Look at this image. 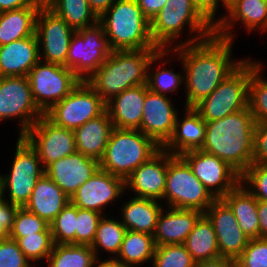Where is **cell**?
<instances>
[{"label":"cell","instance_id":"1","mask_svg":"<svg viewBox=\"0 0 267 267\" xmlns=\"http://www.w3.org/2000/svg\"><path fill=\"white\" fill-rule=\"evenodd\" d=\"M233 41L213 34L202 41L174 45L184 71L186 107H194L208 97L244 60L231 59Z\"/></svg>","mask_w":267,"mask_h":267},{"label":"cell","instance_id":"2","mask_svg":"<svg viewBox=\"0 0 267 267\" xmlns=\"http://www.w3.org/2000/svg\"><path fill=\"white\" fill-rule=\"evenodd\" d=\"M255 126L249 107L206 122L200 150L227 162L241 175L253 163Z\"/></svg>","mask_w":267,"mask_h":267},{"label":"cell","instance_id":"3","mask_svg":"<svg viewBox=\"0 0 267 267\" xmlns=\"http://www.w3.org/2000/svg\"><path fill=\"white\" fill-rule=\"evenodd\" d=\"M158 50L113 51L85 82L107 103L128 88L147 84L148 65Z\"/></svg>","mask_w":267,"mask_h":267},{"label":"cell","instance_id":"4","mask_svg":"<svg viewBox=\"0 0 267 267\" xmlns=\"http://www.w3.org/2000/svg\"><path fill=\"white\" fill-rule=\"evenodd\" d=\"M186 26L190 34L196 35L179 45L196 43L215 34V24L193 0H168L150 22V34L159 49H169Z\"/></svg>","mask_w":267,"mask_h":267},{"label":"cell","instance_id":"5","mask_svg":"<svg viewBox=\"0 0 267 267\" xmlns=\"http://www.w3.org/2000/svg\"><path fill=\"white\" fill-rule=\"evenodd\" d=\"M99 22L114 51L159 49L150 34V21L137 0H116L99 17Z\"/></svg>","mask_w":267,"mask_h":267},{"label":"cell","instance_id":"6","mask_svg":"<svg viewBox=\"0 0 267 267\" xmlns=\"http://www.w3.org/2000/svg\"><path fill=\"white\" fill-rule=\"evenodd\" d=\"M161 147L136 129L113 128L100 168L124 180Z\"/></svg>","mask_w":267,"mask_h":267},{"label":"cell","instance_id":"7","mask_svg":"<svg viewBox=\"0 0 267 267\" xmlns=\"http://www.w3.org/2000/svg\"><path fill=\"white\" fill-rule=\"evenodd\" d=\"M164 200L170 208L198 210L205 213L216 198L180 156L168 152Z\"/></svg>","mask_w":267,"mask_h":267},{"label":"cell","instance_id":"8","mask_svg":"<svg viewBox=\"0 0 267 267\" xmlns=\"http://www.w3.org/2000/svg\"><path fill=\"white\" fill-rule=\"evenodd\" d=\"M251 60L244 62L229 75L208 97L193 108L206 121H215L248 108Z\"/></svg>","mask_w":267,"mask_h":267},{"label":"cell","instance_id":"9","mask_svg":"<svg viewBox=\"0 0 267 267\" xmlns=\"http://www.w3.org/2000/svg\"><path fill=\"white\" fill-rule=\"evenodd\" d=\"M114 50L98 21L92 26L76 30L73 34L66 67L81 80L86 81L107 60Z\"/></svg>","mask_w":267,"mask_h":267},{"label":"cell","instance_id":"10","mask_svg":"<svg viewBox=\"0 0 267 267\" xmlns=\"http://www.w3.org/2000/svg\"><path fill=\"white\" fill-rule=\"evenodd\" d=\"M15 150L11 171L9 174L0 175L3 197H5L6 188L9 192L7 194L9 201L6 197L3 200L24 207L38 179L45 174V169L37 151L23 136H18Z\"/></svg>","mask_w":267,"mask_h":267},{"label":"cell","instance_id":"11","mask_svg":"<svg viewBox=\"0 0 267 267\" xmlns=\"http://www.w3.org/2000/svg\"><path fill=\"white\" fill-rule=\"evenodd\" d=\"M27 77L33 100L44 114L81 82L67 67L42 61L30 70Z\"/></svg>","mask_w":267,"mask_h":267},{"label":"cell","instance_id":"12","mask_svg":"<svg viewBox=\"0 0 267 267\" xmlns=\"http://www.w3.org/2000/svg\"><path fill=\"white\" fill-rule=\"evenodd\" d=\"M105 110L106 103L102 98L85 81H81L44 115L57 126L75 130Z\"/></svg>","mask_w":267,"mask_h":267},{"label":"cell","instance_id":"13","mask_svg":"<svg viewBox=\"0 0 267 267\" xmlns=\"http://www.w3.org/2000/svg\"><path fill=\"white\" fill-rule=\"evenodd\" d=\"M43 115L27 76L0 77V121L19 118V136H23Z\"/></svg>","mask_w":267,"mask_h":267},{"label":"cell","instance_id":"14","mask_svg":"<svg viewBox=\"0 0 267 267\" xmlns=\"http://www.w3.org/2000/svg\"><path fill=\"white\" fill-rule=\"evenodd\" d=\"M75 32L76 30L66 24L48 6H41L36 18L35 30L40 61L66 67L68 49Z\"/></svg>","mask_w":267,"mask_h":267},{"label":"cell","instance_id":"15","mask_svg":"<svg viewBox=\"0 0 267 267\" xmlns=\"http://www.w3.org/2000/svg\"><path fill=\"white\" fill-rule=\"evenodd\" d=\"M180 157L216 199L223 198L240 183L241 175L215 155L192 150L181 154Z\"/></svg>","mask_w":267,"mask_h":267},{"label":"cell","instance_id":"16","mask_svg":"<svg viewBox=\"0 0 267 267\" xmlns=\"http://www.w3.org/2000/svg\"><path fill=\"white\" fill-rule=\"evenodd\" d=\"M23 137L37 151L44 169L77 151L73 130L55 125L45 115Z\"/></svg>","mask_w":267,"mask_h":267},{"label":"cell","instance_id":"17","mask_svg":"<svg viewBox=\"0 0 267 267\" xmlns=\"http://www.w3.org/2000/svg\"><path fill=\"white\" fill-rule=\"evenodd\" d=\"M204 214L212 222L220 256L236 261L246 248L249 238L241 230L232 209L219 198Z\"/></svg>","mask_w":267,"mask_h":267},{"label":"cell","instance_id":"18","mask_svg":"<svg viewBox=\"0 0 267 267\" xmlns=\"http://www.w3.org/2000/svg\"><path fill=\"white\" fill-rule=\"evenodd\" d=\"M125 180L99 168L81 185L70 198V202L85 210L103 214L105 205L116 201L125 191Z\"/></svg>","mask_w":267,"mask_h":267},{"label":"cell","instance_id":"19","mask_svg":"<svg viewBox=\"0 0 267 267\" xmlns=\"http://www.w3.org/2000/svg\"><path fill=\"white\" fill-rule=\"evenodd\" d=\"M178 111L166 95L146 92L140 130L159 147H163L171 138Z\"/></svg>","mask_w":267,"mask_h":267},{"label":"cell","instance_id":"20","mask_svg":"<svg viewBox=\"0 0 267 267\" xmlns=\"http://www.w3.org/2000/svg\"><path fill=\"white\" fill-rule=\"evenodd\" d=\"M167 171L168 152L160 148L125 179V189H132L135 197L164 200Z\"/></svg>","mask_w":267,"mask_h":267},{"label":"cell","instance_id":"21","mask_svg":"<svg viewBox=\"0 0 267 267\" xmlns=\"http://www.w3.org/2000/svg\"><path fill=\"white\" fill-rule=\"evenodd\" d=\"M99 168V160L76 151L51 163L45 174L71 198Z\"/></svg>","mask_w":267,"mask_h":267},{"label":"cell","instance_id":"22","mask_svg":"<svg viewBox=\"0 0 267 267\" xmlns=\"http://www.w3.org/2000/svg\"><path fill=\"white\" fill-rule=\"evenodd\" d=\"M227 15L218 17L215 34L234 41L233 23L242 22L248 32L267 30V0H233L226 9Z\"/></svg>","mask_w":267,"mask_h":267},{"label":"cell","instance_id":"23","mask_svg":"<svg viewBox=\"0 0 267 267\" xmlns=\"http://www.w3.org/2000/svg\"><path fill=\"white\" fill-rule=\"evenodd\" d=\"M147 91L146 84L134 86L106 103V110L115 128L136 130L140 128Z\"/></svg>","mask_w":267,"mask_h":267},{"label":"cell","instance_id":"24","mask_svg":"<svg viewBox=\"0 0 267 267\" xmlns=\"http://www.w3.org/2000/svg\"><path fill=\"white\" fill-rule=\"evenodd\" d=\"M36 34L0 46V77L27 76L40 61Z\"/></svg>","mask_w":267,"mask_h":267},{"label":"cell","instance_id":"25","mask_svg":"<svg viewBox=\"0 0 267 267\" xmlns=\"http://www.w3.org/2000/svg\"><path fill=\"white\" fill-rule=\"evenodd\" d=\"M162 209L153 234L156 246L183 244L194 229L198 219L204 214L198 210Z\"/></svg>","mask_w":267,"mask_h":267},{"label":"cell","instance_id":"26","mask_svg":"<svg viewBox=\"0 0 267 267\" xmlns=\"http://www.w3.org/2000/svg\"><path fill=\"white\" fill-rule=\"evenodd\" d=\"M184 119L176 118L174 131L168 142L162 147L174 156L200 150L205 140L206 121L193 107H186Z\"/></svg>","mask_w":267,"mask_h":267},{"label":"cell","instance_id":"27","mask_svg":"<svg viewBox=\"0 0 267 267\" xmlns=\"http://www.w3.org/2000/svg\"><path fill=\"white\" fill-rule=\"evenodd\" d=\"M113 128L107 110L76 128L73 132L77 152L100 160L104 155Z\"/></svg>","mask_w":267,"mask_h":267},{"label":"cell","instance_id":"28","mask_svg":"<svg viewBox=\"0 0 267 267\" xmlns=\"http://www.w3.org/2000/svg\"><path fill=\"white\" fill-rule=\"evenodd\" d=\"M69 202L70 198L62 189L43 174L24 208L50 224Z\"/></svg>","mask_w":267,"mask_h":267},{"label":"cell","instance_id":"29","mask_svg":"<svg viewBox=\"0 0 267 267\" xmlns=\"http://www.w3.org/2000/svg\"><path fill=\"white\" fill-rule=\"evenodd\" d=\"M162 205L154 199L134 197L122 205V221L126 230L153 235Z\"/></svg>","mask_w":267,"mask_h":267},{"label":"cell","instance_id":"30","mask_svg":"<svg viewBox=\"0 0 267 267\" xmlns=\"http://www.w3.org/2000/svg\"><path fill=\"white\" fill-rule=\"evenodd\" d=\"M232 209L243 233L249 239L260 238L257 199L239 183L222 198Z\"/></svg>","mask_w":267,"mask_h":267},{"label":"cell","instance_id":"31","mask_svg":"<svg viewBox=\"0 0 267 267\" xmlns=\"http://www.w3.org/2000/svg\"><path fill=\"white\" fill-rule=\"evenodd\" d=\"M41 6H28L0 12V46L33 36Z\"/></svg>","mask_w":267,"mask_h":267},{"label":"cell","instance_id":"32","mask_svg":"<svg viewBox=\"0 0 267 267\" xmlns=\"http://www.w3.org/2000/svg\"><path fill=\"white\" fill-rule=\"evenodd\" d=\"M183 245L196 263L220 256L212 222L205 214L198 219Z\"/></svg>","mask_w":267,"mask_h":267},{"label":"cell","instance_id":"33","mask_svg":"<svg viewBox=\"0 0 267 267\" xmlns=\"http://www.w3.org/2000/svg\"><path fill=\"white\" fill-rule=\"evenodd\" d=\"M155 251L156 243L153 235L126 230L115 258L127 267H138L152 260Z\"/></svg>","mask_w":267,"mask_h":267},{"label":"cell","instance_id":"34","mask_svg":"<svg viewBox=\"0 0 267 267\" xmlns=\"http://www.w3.org/2000/svg\"><path fill=\"white\" fill-rule=\"evenodd\" d=\"M47 6L74 30L92 26L99 21L87 0H52Z\"/></svg>","mask_w":267,"mask_h":267},{"label":"cell","instance_id":"35","mask_svg":"<svg viewBox=\"0 0 267 267\" xmlns=\"http://www.w3.org/2000/svg\"><path fill=\"white\" fill-rule=\"evenodd\" d=\"M95 259L89 245L54 244L47 262L48 267H92Z\"/></svg>","mask_w":267,"mask_h":267},{"label":"cell","instance_id":"36","mask_svg":"<svg viewBox=\"0 0 267 267\" xmlns=\"http://www.w3.org/2000/svg\"><path fill=\"white\" fill-rule=\"evenodd\" d=\"M172 52L171 49H159L152 57L149 62L147 70V87L148 90L161 95H167L168 92L176 93L177 88L182 84L184 79V74L181 76L180 73H175L170 69L157 67L156 72H152L151 66L153 63L163 59L168 53ZM159 59V60H158ZM151 71V72H150Z\"/></svg>","mask_w":267,"mask_h":267},{"label":"cell","instance_id":"37","mask_svg":"<svg viewBox=\"0 0 267 267\" xmlns=\"http://www.w3.org/2000/svg\"><path fill=\"white\" fill-rule=\"evenodd\" d=\"M262 67L261 62L251 61L248 107L256 123H267V78Z\"/></svg>","mask_w":267,"mask_h":267},{"label":"cell","instance_id":"38","mask_svg":"<svg viewBox=\"0 0 267 267\" xmlns=\"http://www.w3.org/2000/svg\"><path fill=\"white\" fill-rule=\"evenodd\" d=\"M126 232L125 226L121 223V220L105 218V215L101 217L94 241L91 245L95 256L99 257L98 249H104L114 256L119 253L121 243L123 241L124 234Z\"/></svg>","mask_w":267,"mask_h":267},{"label":"cell","instance_id":"39","mask_svg":"<svg viewBox=\"0 0 267 267\" xmlns=\"http://www.w3.org/2000/svg\"><path fill=\"white\" fill-rule=\"evenodd\" d=\"M77 207L69 202L49 224L54 244H75Z\"/></svg>","mask_w":267,"mask_h":267},{"label":"cell","instance_id":"40","mask_svg":"<svg viewBox=\"0 0 267 267\" xmlns=\"http://www.w3.org/2000/svg\"><path fill=\"white\" fill-rule=\"evenodd\" d=\"M16 240L23 254L33 262L48 259L54 241L51 232H38L24 237H10Z\"/></svg>","mask_w":267,"mask_h":267},{"label":"cell","instance_id":"41","mask_svg":"<svg viewBox=\"0 0 267 267\" xmlns=\"http://www.w3.org/2000/svg\"><path fill=\"white\" fill-rule=\"evenodd\" d=\"M152 261L153 267H196L183 244L156 246Z\"/></svg>","mask_w":267,"mask_h":267},{"label":"cell","instance_id":"42","mask_svg":"<svg viewBox=\"0 0 267 267\" xmlns=\"http://www.w3.org/2000/svg\"><path fill=\"white\" fill-rule=\"evenodd\" d=\"M38 232H51L49 223L24 207H19L9 237H24Z\"/></svg>","mask_w":267,"mask_h":267},{"label":"cell","instance_id":"43","mask_svg":"<svg viewBox=\"0 0 267 267\" xmlns=\"http://www.w3.org/2000/svg\"><path fill=\"white\" fill-rule=\"evenodd\" d=\"M240 183L243 184L257 200L267 202V164L252 163L241 174Z\"/></svg>","mask_w":267,"mask_h":267},{"label":"cell","instance_id":"44","mask_svg":"<svg viewBox=\"0 0 267 267\" xmlns=\"http://www.w3.org/2000/svg\"><path fill=\"white\" fill-rule=\"evenodd\" d=\"M103 215L96 211L77 207L75 244L92 245L98 223Z\"/></svg>","mask_w":267,"mask_h":267},{"label":"cell","instance_id":"45","mask_svg":"<svg viewBox=\"0 0 267 267\" xmlns=\"http://www.w3.org/2000/svg\"><path fill=\"white\" fill-rule=\"evenodd\" d=\"M235 267H267V238L249 239Z\"/></svg>","mask_w":267,"mask_h":267},{"label":"cell","instance_id":"46","mask_svg":"<svg viewBox=\"0 0 267 267\" xmlns=\"http://www.w3.org/2000/svg\"><path fill=\"white\" fill-rule=\"evenodd\" d=\"M16 240L10 237L0 240V267H32Z\"/></svg>","mask_w":267,"mask_h":267},{"label":"cell","instance_id":"47","mask_svg":"<svg viewBox=\"0 0 267 267\" xmlns=\"http://www.w3.org/2000/svg\"><path fill=\"white\" fill-rule=\"evenodd\" d=\"M253 163L267 164V123H256Z\"/></svg>","mask_w":267,"mask_h":267},{"label":"cell","instance_id":"48","mask_svg":"<svg viewBox=\"0 0 267 267\" xmlns=\"http://www.w3.org/2000/svg\"><path fill=\"white\" fill-rule=\"evenodd\" d=\"M18 208L19 206L5 200L0 202V240L9 237Z\"/></svg>","mask_w":267,"mask_h":267},{"label":"cell","instance_id":"49","mask_svg":"<svg viewBox=\"0 0 267 267\" xmlns=\"http://www.w3.org/2000/svg\"><path fill=\"white\" fill-rule=\"evenodd\" d=\"M168 0H137L144 16L151 22Z\"/></svg>","mask_w":267,"mask_h":267},{"label":"cell","instance_id":"50","mask_svg":"<svg viewBox=\"0 0 267 267\" xmlns=\"http://www.w3.org/2000/svg\"><path fill=\"white\" fill-rule=\"evenodd\" d=\"M194 3L199 7V9L215 24L216 23V13L217 7L221 3L219 0H193Z\"/></svg>","mask_w":267,"mask_h":267},{"label":"cell","instance_id":"51","mask_svg":"<svg viewBox=\"0 0 267 267\" xmlns=\"http://www.w3.org/2000/svg\"><path fill=\"white\" fill-rule=\"evenodd\" d=\"M28 6H42L34 0H0V12L20 9Z\"/></svg>","mask_w":267,"mask_h":267},{"label":"cell","instance_id":"52","mask_svg":"<svg viewBox=\"0 0 267 267\" xmlns=\"http://www.w3.org/2000/svg\"><path fill=\"white\" fill-rule=\"evenodd\" d=\"M196 267H235V261L218 256L196 263Z\"/></svg>","mask_w":267,"mask_h":267},{"label":"cell","instance_id":"53","mask_svg":"<svg viewBox=\"0 0 267 267\" xmlns=\"http://www.w3.org/2000/svg\"><path fill=\"white\" fill-rule=\"evenodd\" d=\"M257 210L260 226V238H267V202L257 200Z\"/></svg>","mask_w":267,"mask_h":267},{"label":"cell","instance_id":"54","mask_svg":"<svg viewBox=\"0 0 267 267\" xmlns=\"http://www.w3.org/2000/svg\"><path fill=\"white\" fill-rule=\"evenodd\" d=\"M91 9L100 17L116 0H87Z\"/></svg>","mask_w":267,"mask_h":267},{"label":"cell","instance_id":"55","mask_svg":"<svg viewBox=\"0 0 267 267\" xmlns=\"http://www.w3.org/2000/svg\"><path fill=\"white\" fill-rule=\"evenodd\" d=\"M98 262H100V258L96 257L92 267H127L122 262L118 261L115 257L109 258L108 260L106 259L105 261L100 263Z\"/></svg>","mask_w":267,"mask_h":267},{"label":"cell","instance_id":"56","mask_svg":"<svg viewBox=\"0 0 267 267\" xmlns=\"http://www.w3.org/2000/svg\"><path fill=\"white\" fill-rule=\"evenodd\" d=\"M34 1L42 6H47L52 0H34Z\"/></svg>","mask_w":267,"mask_h":267},{"label":"cell","instance_id":"57","mask_svg":"<svg viewBox=\"0 0 267 267\" xmlns=\"http://www.w3.org/2000/svg\"><path fill=\"white\" fill-rule=\"evenodd\" d=\"M233 0H219V2H222L225 9H227V6L232 2Z\"/></svg>","mask_w":267,"mask_h":267},{"label":"cell","instance_id":"58","mask_svg":"<svg viewBox=\"0 0 267 267\" xmlns=\"http://www.w3.org/2000/svg\"><path fill=\"white\" fill-rule=\"evenodd\" d=\"M4 199L3 197V188H2V182H1V178H0V202Z\"/></svg>","mask_w":267,"mask_h":267}]
</instances>
